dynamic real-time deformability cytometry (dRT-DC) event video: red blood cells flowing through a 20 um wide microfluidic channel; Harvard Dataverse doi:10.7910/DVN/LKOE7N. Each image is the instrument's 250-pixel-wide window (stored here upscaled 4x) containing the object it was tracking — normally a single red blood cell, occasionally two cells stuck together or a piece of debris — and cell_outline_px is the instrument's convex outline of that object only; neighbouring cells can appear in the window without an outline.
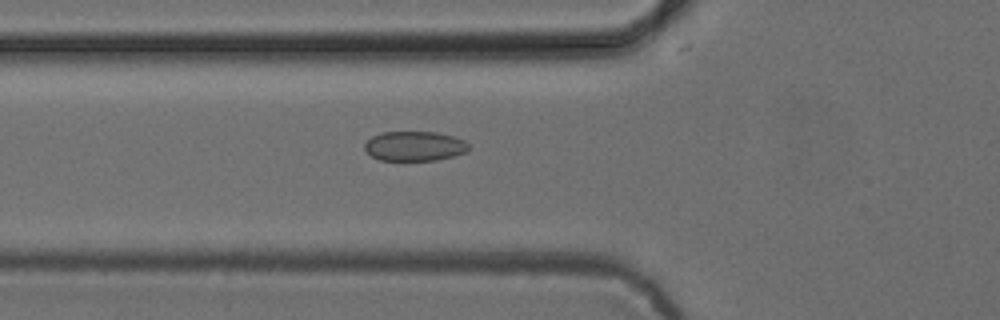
{"species": "common noctule bat (a hibernating species)", "species_latin": "Nyctalus noctula", "temperature_condition": "cold", "stored_images_in_passage": 39, "camera_frame_rate_fps": 3000, "um_per_image_px": 0.085, "animal": {"sex": "female", "body_mass_g": 24.6, "forearm_length_mm": 56.2}, "frame": {"image": 1, "passage_image": 10, "time_ms": 3.0, "image_size_px": [1000, 320], "cell_outline_px": [[468, 148], [464, 152], [452, 156], [436, 160], [380, 160], [372, 156], [364, 148], [364, 144], [372, 136], [384, 132], [436, 132], [452, 136], [464, 140], [468, 144]], "centroid_in_image_um": [35.21, 12.41], "position_along_channel_um": 90.6, "area_um2": 17.74}}
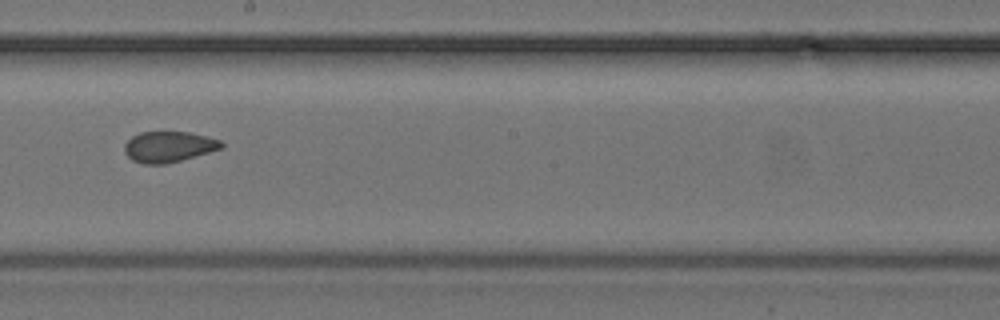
{"frame": {"image": 2, "passage_image": 21, "time_ms": 6.667, "image_size_px": [1000, 320], "cell_outline_px": [[224, 148], [180, 160], [164, 164], [144, 164], [132, 160], [124, 152], [124, 144], [132, 136], [140, 132], [188, 132], [208, 136], [220, 140], [224, 144]], "centroid_in_image_um": [14.34, 12.47], "position_along_channel_um": 233.9, "area_um2": 17.4}}
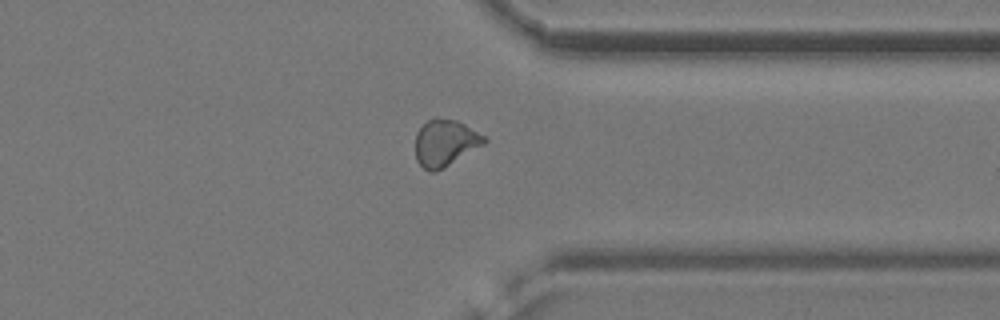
{"frame": {"image": 3, "passage_image": 32, "time_ms": 10.333, "image_size_px": [1000, 320], "cell_outline_px": [[488, 140], [484, 144], [444, 168], [432, 172], [424, 168], [416, 160], [416, 132], [432, 116], [436, 116], [456, 120], [464, 124], [484, 136]], "centroid_in_image_um": [37.82, 12.12], "position_along_channel_um": 373.6, "area_um2": 18.67}}